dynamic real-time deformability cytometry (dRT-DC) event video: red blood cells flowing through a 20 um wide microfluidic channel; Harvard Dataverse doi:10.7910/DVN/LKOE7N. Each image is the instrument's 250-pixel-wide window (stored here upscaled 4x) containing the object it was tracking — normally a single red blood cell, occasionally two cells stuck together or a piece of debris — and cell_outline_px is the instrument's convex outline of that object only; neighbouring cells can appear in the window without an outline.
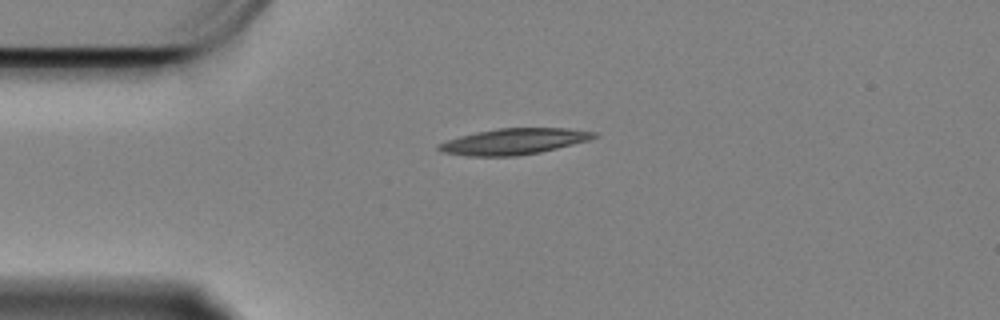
{"species": "Egyptian fruit bat (a non-hibernating species)", "species_latin": "Rousettus aegyptiacus", "temperature_condition": "cold", "stored_images_in_passage": 47, "camera_frame_rate_fps": 3000, "um_per_image_px": 0.085, "animal": {"sex": "female"}, "frame": {"image": 1, "passage_image": 1, "time_ms": 0.0, "image_size_px": [1000, 320], "cell_outline_px": [[596, 136], [588, 140], [540, 152], [516, 156], [468, 156], [444, 152], [436, 148], [436, 144], [460, 136], [476, 132], [500, 128], [568, 128], [596, 132]], "centroid_in_image_um": [43.65, 12.02], "position_along_channel_um": 41.4, "area_um2": 23.29}}
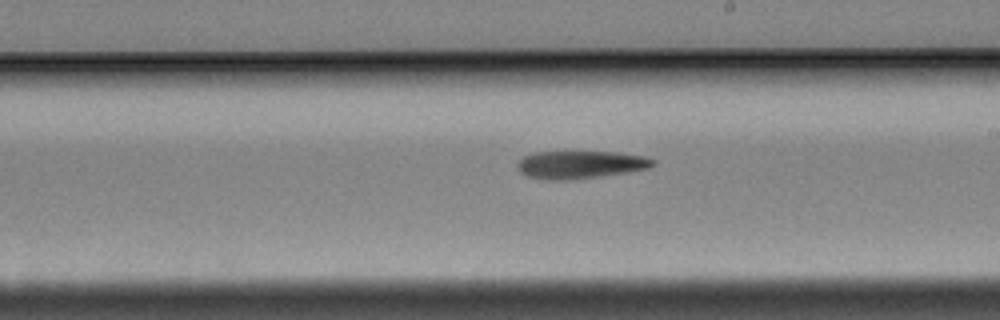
{"frame": {"image": 2, "passage_image": 21, "time_ms": 6.667, "image_size_px": [1000, 320], "cell_outline_px": [[656, 164], [648, 168], [628, 172], [600, 176], [568, 180], [548, 180], [528, 176], [520, 172], [516, 168], [516, 164], [524, 156], [532, 152], [620, 152], [644, 156], [656, 160]], "centroid_in_image_um": [49.33, 13.99], "position_along_channel_um": 239.7, "area_um2": 22.02}}
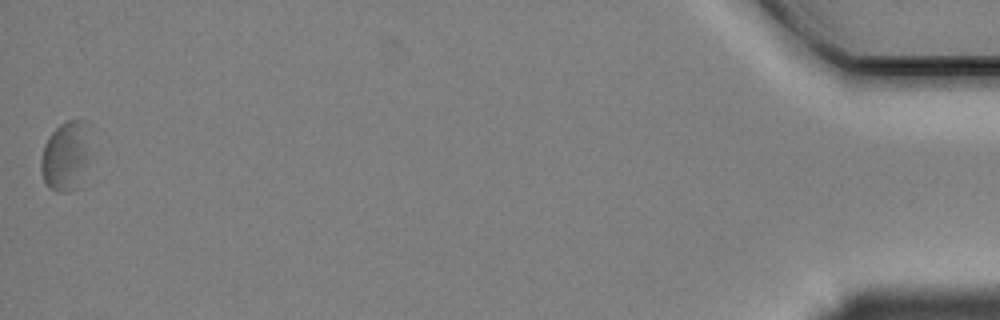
{"frame": {"image": 3, "passage_image": 47, "time_ms": 15.333, "image_size_px": [1000, 320], "cell_outline_px": [[92, 124], [88, 156], [72, 188], [68, 192], [60, 192], [48, 188], [44, 180], [40, 168], [40, 160], [44, 144], [48, 136], [60, 124], [68, 120], [88, 120]], "centroid_in_image_um": [5.57, 13.12], "position_along_channel_um": 429.6, "area_um2": 19.71}, "authors_computed_cell_mechanics": {"area_um2": 22.1952, "velocity_mm_per_s": 3.2864, "shape_relaxation_time_tau1_ms": 8.1132, "shape_relaxation_time_tau2_ms": 11.2232, "deformation_change_tau1": 0.1542, "deformation_change_tau2": 0.2075}}